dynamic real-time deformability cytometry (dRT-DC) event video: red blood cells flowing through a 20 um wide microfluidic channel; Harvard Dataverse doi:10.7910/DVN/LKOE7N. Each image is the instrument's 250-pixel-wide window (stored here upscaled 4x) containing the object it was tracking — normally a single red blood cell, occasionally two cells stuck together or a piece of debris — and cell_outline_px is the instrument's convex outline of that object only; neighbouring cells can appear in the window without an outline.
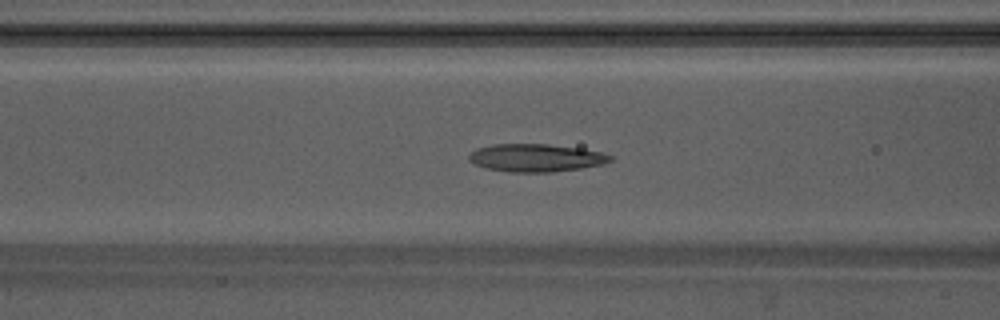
{"species": "Egyptian fruit bat (a non-hibernating species)", "species_latin": "Rousettus aegyptiacus", "temperature_condition": "warm", "stored_images_in_passage": 43, "camera_frame_rate_fps": 3000, "um_per_image_px": 0.085, "animal": {"sex": "male"}, "frame": {"image": 1, "passage_image": 13, "time_ms": 4.0, "image_size_px": [1000, 320], "cell_outline_px": [[612, 160], [604, 164], [580, 168], [552, 172], [508, 172], [484, 168], [468, 160], [468, 156], [476, 148], [492, 144], [548, 144], [580, 148], [600, 152], [612, 156]], "centroid_in_image_um": [45.53, 13.41], "position_along_channel_um": 121.1, "area_um2": 22.95}}
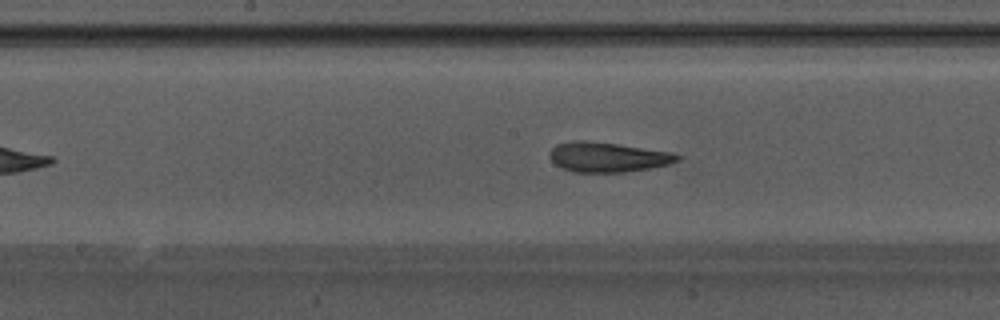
{"frame": {"image": 2, "passage_image": 19, "time_ms": 6.0, "image_size_px": [1000, 320], "cell_outline_px": [[680, 160], [668, 164], [648, 168], [624, 172], [572, 172], [556, 164], [548, 156], [552, 148], [556, 144], [580, 140], [584, 140], [616, 144], [668, 152], [680, 156]], "centroid_in_image_um": [51.61, 13.36], "position_along_channel_um": 196.6, "area_um2": 21.73}}
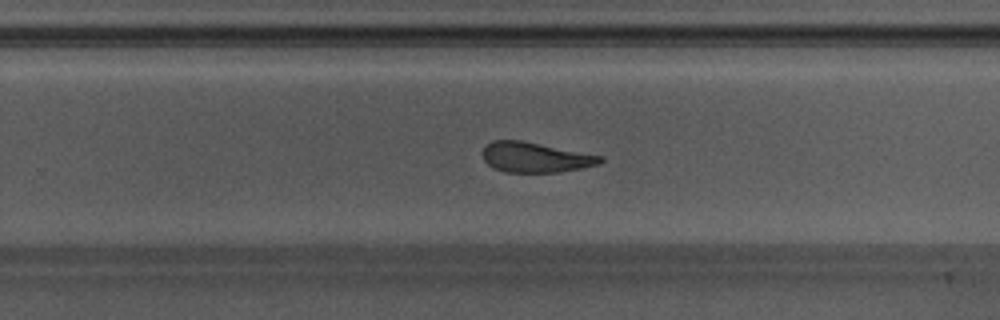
{"frame": {"image": 3, "passage_image": 26, "time_ms": 8.333, "image_size_px": [1000, 320], "cell_outline_px": [[604, 160], [596, 164], [580, 168], [560, 172], [504, 172], [492, 168], [484, 160], [484, 148], [492, 140], [520, 140], [604, 156]], "centroid_in_image_um": [45.49, 13.37], "position_along_channel_um": 284.3, "area_um2": 20.46}, "authors_computed_cell_mechanics": {"area_um2": 22.0218, "velocity_mm_per_s": 3.7757, "shape_relaxation_time_tau1_ms": null, "shape_relaxation_time_tau2_ms": 2.6205, "deformation_change_tau1": null, "deformation_change_tau2": 0.1189}}